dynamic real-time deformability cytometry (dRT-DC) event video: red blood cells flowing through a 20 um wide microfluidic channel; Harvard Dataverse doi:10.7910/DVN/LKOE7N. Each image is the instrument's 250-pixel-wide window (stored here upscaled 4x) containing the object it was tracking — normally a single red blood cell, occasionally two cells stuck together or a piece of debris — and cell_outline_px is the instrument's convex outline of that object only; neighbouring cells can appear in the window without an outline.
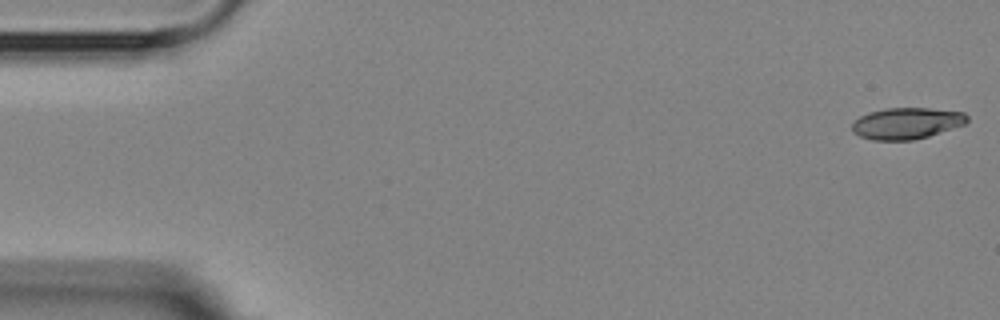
{"species": "Egyptian fruit bat (a non-hibernating species)", "species_latin": "Rousettus aegyptiacus", "temperature_condition": "room temperature", "stored_images_in_passage": 4, "camera_frame_rate_fps": 3000, "um_per_image_px": 0.085, "animal": {"sex": "female"}, "frame": {"image": 1, "passage_image": 1, "time_ms": 0.0, "image_size_px": [1000, 320], "cell_outline_px": [[968, 120], [964, 124], [928, 136], [912, 140], [872, 140], [860, 136], [852, 132], [852, 124], [860, 116], [868, 112], [884, 108], [928, 108], [964, 112], [968, 116]], "centroid_in_image_um": [77.04, 10.47], "position_along_channel_um": 8.0, "area_um2": 20.98}}
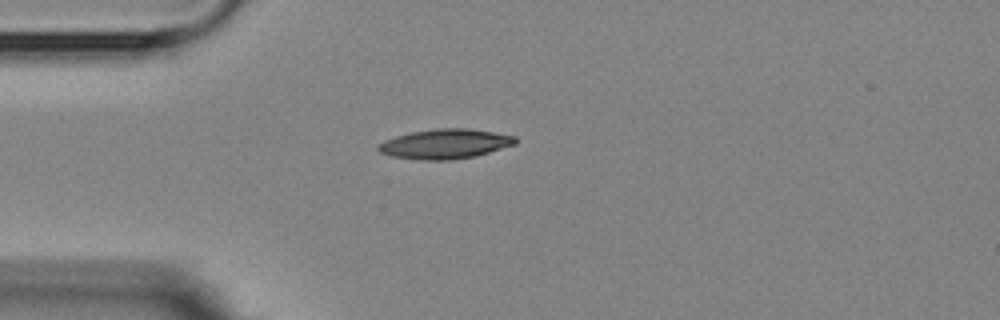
{"frame": {"image": 2, "passage_image": 4, "time_ms": 4.333, "image_size_px": [1000, 320], "cell_outline_px": [[516, 144], [476, 156], [452, 160], [424, 160], [392, 156], [380, 152], [376, 148], [384, 140], [396, 136], [412, 132], [436, 128], [468, 128], [516, 136]], "centroid_in_image_um": [37.84, 12.23], "position_along_channel_um": 47.2, "area_um2": 23.64}}